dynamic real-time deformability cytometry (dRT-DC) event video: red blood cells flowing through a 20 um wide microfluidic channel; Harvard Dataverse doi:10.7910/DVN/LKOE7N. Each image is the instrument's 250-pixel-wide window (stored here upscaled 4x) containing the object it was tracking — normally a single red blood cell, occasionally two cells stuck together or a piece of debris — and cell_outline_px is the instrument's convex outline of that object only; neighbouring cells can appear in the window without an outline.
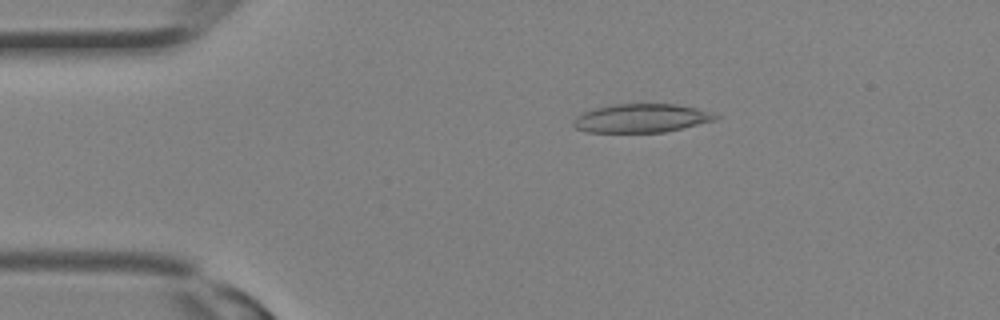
{"species": "Egyptian fruit bat (a non-hibernating species)", "species_latin": "Rousettus aegyptiacus", "temperature_condition": "room temperature", "stored_images_in_passage": 16, "camera_frame_rate_fps": 3000, "um_per_image_px": 0.085, "animal": {"sex": "female"}, "frame": {"image": 1, "passage_image": 5, "time_ms": 1.333, "image_size_px": [1000, 320], "cell_outline_px": [[720, 116], [716, 120], [664, 132], [588, 132], [576, 128], [572, 124], [572, 120], [576, 116], [584, 112], [596, 108], [616, 104], [676, 104], [696, 108]], "centroid_in_image_um": [54.49, 10.05], "position_along_channel_um": 30.5, "area_um2": 23.47}}
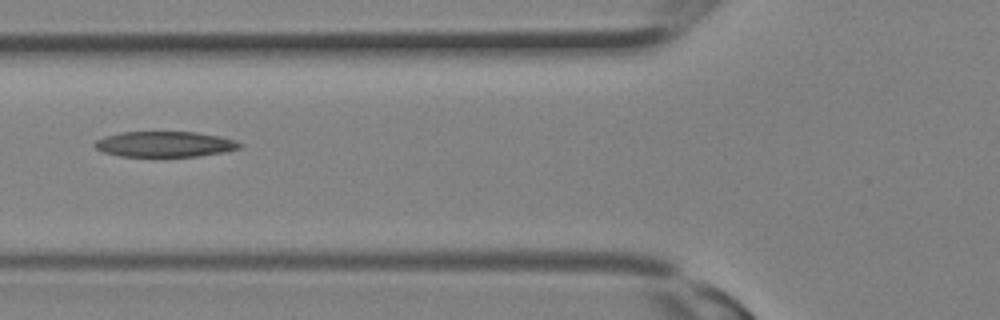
{"frame": {"image": 2, "passage_image": 11, "time_ms": 3.333, "image_size_px": [1000, 320], "cell_outline_px": [[244, 144], [240, 148], [224, 152], [200, 156], [120, 156], [104, 152], [96, 148], [92, 144], [96, 140], [104, 136], [124, 132], [196, 132], [236, 140]], "centroid_in_image_um": [14.01, 12.25], "position_along_channel_um": 111.8, "area_um2": 21.5}}
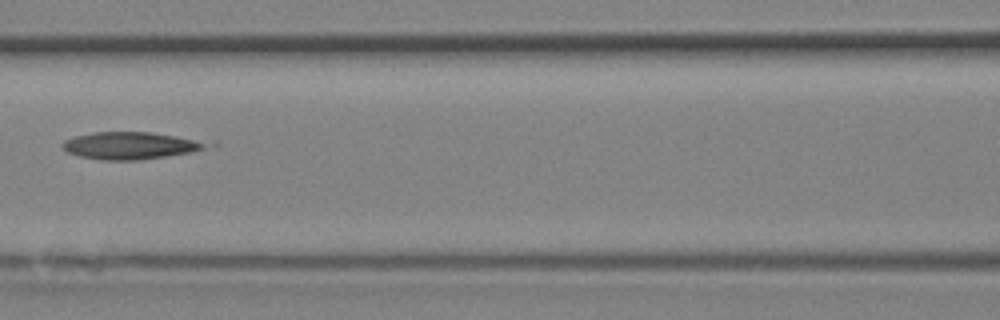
{"frame": {"image": 3, "passage_image": 13, "time_ms": 4.0, "image_size_px": [1000, 320], "cell_outline_px": [[220, 144], [192, 152], [168, 156], [136, 160], [100, 160], [80, 156], [68, 152], [60, 144], [64, 140], [76, 136], [92, 132], [152, 132], [216, 140]], "centroid_in_image_um": [11.32, 12.35], "position_along_channel_um": 155.3, "area_um2": 23.76}}